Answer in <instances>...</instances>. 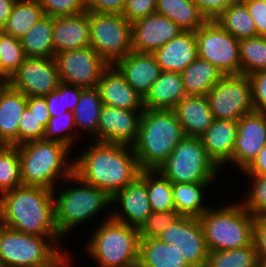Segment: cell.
I'll list each match as a JSON object with an SVG mask.
<instances>
[{
  "label": "cell",
  "instance_id": "6da1fadb",
  "mask_svg": "<svg viewBox=\"0 0 266 267\" xmlns=\"http://www.w3.org/2000/svg\"><path fill=\"white\" fill-rule=\"evenodd\" d=\"M73 161L77 177L111 197L134 182L142 171L133 147L119 143L95 141Z\"/></svg>",
  "mask_w": 266,
  "mask_h": 267
},
{
  "label": "cell",
  "instance_id": "7a4b0ae2",
  "mask_svg": "<svg viewBox=\"0 0 266 267\" xmlns=\"http://www.w3.org/2000/svg\"><path fill=\"white\" fill-rule=\"evenodd\" d=\"M0 224L29 235L51 237L61 247L63 237L58 232L54 195L49 189L21 185L4 192L0 195Z\"/></svg>",
  "mask_w": 266,
  "mask_h": 267
},
{
  "label": "cell",
  "instance_id": "3957f363",
  "mask_svg": "<svg viewBox=\"0 0 266 267\" xmlns=\"http://www.w3.org/2000/svg\"><path fill=\"white\" fill-rule=\"evenodd\" d=\"M184 137L174 110L144 109L132 145L140 169L157 170Z\"/></svg>",
  "mask_w": 266,
  "mask_h": 267
},
{
  "label": "cell",
  "instance_id": "277c9868",
  "mask_svg": "<svg viewBox=\"0 0 266 267\" xmlns=\"http://www.w3.org/2000/svg\"><path fill=\"white\" fill-rule=\"evenodd\" d=\"M17 147L23 185L53 191L59 185L58 178L67 182L73 174L74 161L68 159L72 150L61 142L40 139Z\"/></svg>",
  "mask_w": 266,
  "mask_h": 267
},
{
  "label": "cell",
  "instance_id": "5b68a950",
  "mask_svg": "<svg viewBox=\"0 0 266 267\" xmlns=\"http://www.w3.org/2000/svg\"><path fill=\"white\" fill-rule=\"evenodd\" d=\"M95 228L87 252L100 267H136L139 258V229L118 222L107 213ZM100 225V226H99Z\"/></svg>",
  "mask_w": 266,
  "mask_h": 267
},
{
  "label": "cell",
  "instance_id": "8992f818",
  "mask_svg": "<svg viewBox=\"0 0 266 267\" xmlns=\"http://www.w3.org/2000/svg\"><path fill=\"white\" fill-rule=\"evenodd\" d=\"M199 220L209 252L232 250L253 243L255 217L240 202L210 207Z\"/></svg>",
  "mask_w": 266,
  "mask_h": 267
},
{
  "label": "cell",
  "instance_id": "52a82bcc",
  "mask_svg": "<svg viewBox=\"0 0 266 267\" xmlns=\"http://www.w3.org/2000/svg\"><path fill=\"white\" fill-rule=\"evenodd\" d=\"M67 181L78 184L74 188L69 186L68 189L54 188L53 190L55 221L58 232L64 239L72 228L75 229L77 225L84 224L98 212L100 214L101 211L106 210V207L112 205L111 196L107 192L85 183L74 173L67 178Z\"/></svg>",
  "mask_w": 266,
  "mask_h": 267
},
{
  "label": "cell",
  "instance_id": "ba28073f",
  "mask_svg": "<svg viewBox=\"0 0 266 267\" xmlns=\"http://www.w3.org/2000/svg\"><path fill=\"white\" fill-rule=\"evenodd\" d=\"M157 170L172 183H214L220 171L208 157L200 137L187 136Z\"/></svg>",
  "mask_w": 266,
  "mask_h": 267
},
{
  "label": "cell",
  "instance_id": "9c48e42d",
  "mask_svg": "<svg viewBox=\"0 0 266 267\" xmlns=\"http://www.w3.org/2000/svg\"><path fill=\"white\" fill-rule=\"evenodd\" d=\"M63 250L51 237L29 235L0 224V267H38Z\"/></svg>",
  "mask_w": 266,
  "mask_h": 267
},
{
  "label": "cell",
  "instance_id": "30bf717a",
  "mask_svg": "<svg viewBox=\"0 0 266 267\" xmlns=\"http://www.w3.org/2000/svg\"><path fill=\"white\" fill-rule=\"evenodd\" d=\"M90 47L109 65L132 52L131 22L123 14L89 11Z\"/></svg>",
  "mask_w": 266,
  "mask_h": 267
},
{
  "label": "cell",
  "instance_id": "8fae6325",
  "mask_svg": "<svg viewBox=\"0 0 266 267\" xmlns=\"http://www.w3.org/2000/svg\"><path fill=\"white\" fill-rule=\"evenodd\" d=\"M198 57L210 62L223 75L241 74L239 40L215 20H208L195 31Z\"/></svg>",
  "mask_w": 266,
  "mask_h": 267
},
{
  "label": "cell",
  "instance_id": "7c38bea8",
  "mask_svg": "<svg viewBox=\"0 0 266 267\" xmlns=\"http://www.w3.org/2000/svg\"><path fill=\"white\" fill-rule=\"evenodd\" d=\"M206 97L214 119L238 121L254 111L251 81L244 74L224 75Z\"/></svg>",
  "mask_w": 266,
  "mask_h": 267
},
{
  "label": "cell",
  "instance_id": "4fadbf2b",
  "mask_svg": "<svg viewBox=\"0 0 266 267\" xmlns=\"http://www.w3.org/2000/svg\"><path fill=\"white\" fill-rule=\"evenodd\" d=\"M54 60L62 83L96 88L103 72L110 66L92 47L55 54Z\"/></svg>",
  "mask_w": 266,
  "mask_h": 267
},
{
  "label": "cell",
  "instance_id": "5bb4252c",
  "mask_svg": "<svg viewBox=\"0 0 266 267\" xmlns=\"http://www.w3.org/2000/svg\"><path fill=\"white\" fill-rule=\"evenodd\" d=\"M158 238L175 245L190 267H206L209 250L199 218L179 216Z\"/></svg>",
  "mask_w": 266,
  "mask_h": 267
},
{
  "label": "cell",
  "instance_id": "9a60e30c",
  "mask_svg": "<svg viewBox=\"0 0 266 267\" xmlns=\"http://www.w3.org/2000/svg\"><path fill=\"white\" fill-rule=\"evenodd\" d=\"M6 82L27 97L46 96L61 83L54 58L45 57H26Z\"/></svg>",
  "mask_w": 266,
  "mask_h": 267
},
{
  "label": "cell",
  "instance_id": "2e32d148",
  "mask_svg": "<svg viewBox=\"0 0 266 267\" xmlns=\"http://www.w3.org/2000/svg\"><path fill=\"white\" fill-rule=\"evenodd\" d=\"M111 203L122 207L121 212L111 211L112 219L139 229L153 212L148 197L147 170H142L134 182L118 190L111 197Z\"/></svg>",
  "mask_w": 266,
  "mask_h": 267
},
{
  "label": "cell",
  "instance_id": "e0dca14e",
  "mask_svg": "<svg viewBox=\"0 0 266 267\" xmlns=\"http://www.w3.org/2000/svg\"><path fill=\"white\" fill-rule=\"evenodd\" d=\"M266 144V114L253 111L237 121L234 167L244 171Z\"/></svg>",
  "mask_w": 266,
  "mask_h": 267
},
{
  "label": "cell",
  "instance_id": "ac0fdd59",
  "mask_svg": "<svg viewBox=\"0 0 266 267\" xmlns=\"http://www.w3.org/2000/svg\"><path fill=\"white\" fill-rule=\"evenodd\" d=\"M142 112L103 105L99 117L97 142L132 146L138 137Z\"/></svg>",
  "mask_w": 266,
  "mask_h": 267
},
{
  "label": "cell",
  "instance_id": "d6986e66",
  "mask_svg": "<svg viewBox=\"0 0 266 267\" xmlns=\"http://www.w3.org/2000/svg\"><path fill=\"white\" fill-rule=\"evenodd\" d=\"M183 30L168 17L154 13L131 22L132 51L154 53Z\"/></svg>",
  "mask_w": 266,
  "mask_h": 267
},
{
  "label": "cell",
  "instance_id": "ffe728a7",
  "mask_svg": "<svg viewBox=\"0 0 266 267\" xmlns=\"http://www.w3.org/2000/svg\"><path fill=\"white\" fill-rule=\"evenodd\" d=\"M113 66L143 98L162 72L153 53L132 51L118 59Z\"/></svg>",
  "mask_w": 266,
  "mask_h": 267
},
{
  "label": "cell",
  "instance_id": "44dd1931",
  "mask_svg": "<svg viewBox=\"0 0 266 267\" xmlns=\"http://www.w3.org/2000/svg\"><path fill=\"white\" fill-rule=\"evenodd\" d=\"M103 105L114 108L144 111L143 97L138 94L110 65L102 74L97 87Z\"/></svg>",
  "mask_w": 266,
  "mask_h": 267
},
{
  "label": "cell",
  "instance_id": "7402d4cb",
  "mask_svg": "<svg viewBox=\"0 0 266 267\" xmlns=\"http://www.w3.org/2000/svg\"><path fill=\"white\" fill-rule=\"evenodd\" d=\"M237 138V121L214 119L212 125L200 136L208 157L221 170L233 164Z\"/></svg>",
  "mask_w": 266,
  "mask_h": 267
},
{
  "label": "cell",
  "instance_id": "603a6c76",
  "mask_svg": "<svg viewBox=\"0 0 266 267\" xmlns=\"http://www.w3.org/2000/svg\"><path fill=\"white\" fill-rule=\"evenodd\" d=\"M54 56L59 52L90 46L89 11L53 18Z\"/></svg>",
  "mask_w": 266,
  "mask_h": 267
},
{
  "label": "cell",
  "instance_id": "cb8c5ba5",
  "mask_svg": "<svg viewBox=\"0 0 266 267\" xmlns=\"http://www.w3.org/2000/svg\"><path fill=\"white\" fill-rule=\"evenodd\" d=\"M27 106V96L0 82V145L18 146V124Z\"/></svg>",
  "mask_w": 266,
  "mask_h": 267
},
{
  "label": "cell",
  "instance_id": "d4e9b609",
  "mask_svg": "<svg viewBox=\"0 0 266 267\" xmlns=\"http://www.w3.org/2000/svg\"><path fill=\"white\" fill-rule=\"evenodd\" d=\"M153 55L162 71L181 73L198 57L195 32L182 31Z\"/></svg>",
  "mask_w": 266,
  "mask_h": 267
},
{
  "label": "cell",
  "instance_id": "484cf974",
  "mask_svg": "<svg viewBox=\"0 0 266 267\" xmlns=\"http://www.w3.org/2000/svg\"><path fill=\"white\" fill-rule=\"evenodd\" d=\"M173 110L187 137H200L214 121L206 96L186 95Z\"/></svg>",
  "mask_w": 266,
  "mask_h": 267
},
{
  "label": "cell",
  "instance_id": "4316f807",
  "mask_svg": "<svg viewBox=\"0 0 266 267\" xmlns=\"http://www.w3.org/2000/svg\"><path fill=\"white\" fill-rule=\"evenodd\" d=\"M185 96L181 73L162 71L143 98V106L145 110H173Z\"/></svg>",
  "mask_w": 266,
  "mask_h": 267
},
{
  "label": "cell",
  "instance_id": "83f0119b",
  "mask_svg": "<svg viewBox=\"0 0 266 267\" xmlns=\"http://www.w3.org/2000/svg\"><path fill=\"white\" fill-rule=\"evenodd\" d=\"M138 267H190L175 245L159 238L140 239Z\"/></svg>",
  "mask_w": 266,
  "mask_h": 267
},
{
  "label": "cell",
  "instance_id": "f1b7e54d",
  "mask_svg": "<svg viewBox=\"0 0 266 267\" xmlns=\"http://www.w3.org/2000/svg\"><path fill=\"white\" fill-rule=\"evenodd\" d=\"M186 95L206 96L224 76L210 62L197 57L182 72Z\"/></svg>",
  "mask_w": 266,
  "mask_h": 267
},
{
  "label": "cell",
  "instance_id": "f546056e",
  "mask_svg": "<svg viewBox=\"0 0 266 267\" xmlns=\"http://www.w3.org/2000/svg\"><path fill=\"white\" fill-rule=\"evenodd\" d=\"M156 13L168 17L183 31H196L208 20L193 0H156Z\"/></svg>",
  "mask_w": 266,
  "mask_h": 267
},
{
  "label": "cell",
  "instance_id": "4dcf8cb0",
  "mask_svg": "<svg viewBox=\"0 0 266 267\" xmlns=\"http://www.w3.org/2000/svg\"><path fill=\"white\" fill-rule=\"evenodd\" d=\"M19 40L26 57L54 58L53 18L43 16Z\"/></svg>",
  "mask_w": 266,
  "mask_h": 267
},
{
  "label": "cell",
  "instance_id": "1f68e13d",
  "mask_svg": "<svg viewBox=\"0 0 266 267\" xmlns=\"http://www.w3.org/2000/svg\"><path fill=\"white\" fill-rule=\"evenodd\" d=\"M212 183H172L175 211L180 216L201 217L210 207L203 205L205 188ZM210 186V187H209Z\"/></svg>",
  "mask_w": 266,
  "mask_h": 267
},
{
  "label": "cell",
  "instance_id": "d6a6232c",
  "mask_svg": "<svg viewBox=\"0 0 266 267\" xmlns=\"http://www.w3.org/2000/svg\"><path fill=\"white\" fill-rule=\"evenodd\" d=\"M214 20L238 40L258 36L254 20L242 0L230 5Z\"/></svg>",
  "mask_w": 266,
  "mask_h": 267
},
{
  "label": "cell",
  "instance_id": "836d02e7",
  "mask_svg": "<svg viewBox=\"0 0 266 267\" xmlns=\"http://www.w3.org/2000/svg\"><path fill=\"white\" fill-rule=\"evenodd\" d=\"M102 100L97 88H84L82 90L79 102L77 103L74 114V123L76 129L81 128L85 133L90 132L97 141V131Z\"/></svg>",
  "mask_w": 266,
  "mask_h": 267
},
{
  "label": "cell",
  "instance_id": "e575fe53",
  "mask_svg": "<svg viewBox=\"0 0 266 267\" xmlns=\"http://www.w3.org/2000/svg\"><path fill=\"white\" fill-rule=\"evenodd\" d=\"M43 16L39 0H17L2 31L19 39Z\"/></svg>",
  "mask_w": 266,
  "mask_h": 267
},
{
  "label": "cell",
  "instance_id": "d590c367",
  "mask_svg": "<svg viewBox=\"0 0 266 267\" xmlns=\"http://www.w3.org/2000/svg\"><path fill=\"white\" fill-rule=\"evenodd\" d=\"M241 74L250 76L266 70V36L239 40Z\"/></svg>",
  "mask_w": 266,
  "mask_h": 267
},
{
  "label": "cell",
  "instance_id": "8d00e7d4",
  "mask_svg": "<svg viewBox=\"0 0 266 267\" xmlns=\"http://www.w3.org/2000/svg\"><path fill=\"white\" fill-rule=\"evenodd\" d=\"M254 244L224 251H210L206 267H259Z\"/></svg>",
  "mask_w": 266,
  "mask_h": 267
},
{
  "label": "cell",
  "instance_id": "74e56055",
  "mask_svg": "<svg viewBox=\"0 0 266 267\" xmlns=\"http://www.w3.org/2000/svg\"><path fill=\"white\" fill-rule=\"evenodd\" d=\"M147 189L153 212L175 210L172 182L158 170H147Z\"/></svg>",
  "mask_w": 266,
  "mask_h": 267
},
{
  "label": "cell",
  "instance_id": "f35d334b",
  "mask_svg": "<svg viewBox=\"0 0 266 267\" xmlns=\"http://www.w3.org/2000/svg\"><path fill=\"white\" fill-rule=\"evenodd\" d=\"M21 185L18 147L0 145V195Z\"/></svg>",
  "mask_w": 266,
  "mask_h": 267
},
{
  "label": "cell",
  "instance_id": "ab89813d",
  "mask_svg": "<svg viewBox=\"0 0 266 267\" xmlns=\"http://www.w3.org/2000/svg\"><path fill=\"white\" fill-rule=\"evenodd\" d=\"M25 58L20 40L3 33L0 29V82H6Z\"/></svg>",
  "mask_w": 266,
  "mask_h": 267
},
{
  "label": "cell",
  "instance_id": "60d3db41",
  "mask_svg": "<svg viewBox=\"0 0 266 267\" xmlns=\"http://www.w3.org/2000/svg\"><path fill=\"white\" fill-rule=\"evenodd\" d=\"M75 130L74 114L67 111L59 116L50 117L48 125L45 127L43 139L61 142L72 149L73 144L76 143L74 140L77 141L78 130L76 132Z\"/></svg>",
  "mask_w": 266,
  "mask_h": 267
},
{
  "label": "cell",
  "instance_id": "b9f144b4",
  "mask_svg": "<svg viewBox=\"0 0 266 267\" xmlns=\"http://www.w3.org/2000/svg\"><path fill=\"white\" fill-rule=\"evenodd\" d=\"M251 180L248 195L240 204L254 217L266 215V175H246Z\"/></svg>",
  "mask_w": 266,
  "mask_h": 267
},
{
  "label": "cell",
  "instance_id": "7bdbcfd3",
  "mask_svg": "<svg viewBox=\"0 0 266 267\" xmlns=\"http://www.w3.org/2000/svg\"><path fill=\"white\" fill-rule=\"evenodd\" d=\"M179 216L175 210L152 212L139 228L140 239L158 238Z\"/></svg>",
  "mask_w": 266,
  "mask_h": 267
},
{
  "label": "cell",
  "instance_id": "ee69618b",
  "mask_svg": "<svg viewBox=\"0 0 266 267\" xmlns=\"http://www.w3.org/2000/svg\"><path fill=\"white\" fill-rule=\"evenodd\" d=\"M45 16L63 17L87 11L86 0H39Z\"/></svg>",
  "mask_w": 266,
  "mask_h": 267
},
{
  "label": "cell",
  "instance_id": "f6af8a7d",
  "mask_svg": "<svg viewBox=\"0 0 266 267\" xmlns=\"http://www.w3.org/2000/svg\"><path fill=\"white\" fill-rule=\"evenodd\" d=\"M45 127L26 106L18 124V146L26 142L43 139Z\"/></svg>",
  "mask_w": 266,
  "mask_h": 267
},
{
  "label": "cell",
  "instance_id": "bcb514c9",
  "mask_svg": "<svg viewBox=\"0 0 266 267\" xmlns=\"http://www.w3.org/2000/svg\"><path fill=\"white\" fill-rule=\"evenodd\" d=\"M252 85L254 111L266 114V70L249 76Z\"/></svg>",
  "mask_w": 266,
  "mask_h": 267
},
{
  "label": "cell",
  "instance_id": "7dc6e473",
  "mask_svg": "<svg viewBox=\"0 0 266 267\" xmlns=\"http://www.w3.org/2000/svg\"><path fill=\"white\" fill-rule=\"evenodd\" d=\"M156 13V0H126L122 14L129 22Z\"/></svg>",
  "mask_w": 266,
  "mask_h": 267
},
{
  "label": "cell",
  "instance_id": "c3c4849f",
  "mask_svg": "<svg viewBox=\"0 0 266 267\" xmlns=\"http://www.w3.org/2000/svg\"><path fill=\"white\" fill-rule=\"evenodd\" d=\"M253 244L258 253L260 264L266 266V218L255 217L253 226Z\"/></svg>",
  "mask_w": 266,
  "mask_h": 267
},
{
  "label": "cell",
  "instance_id": "681fc988",
  "mask_svg": "<svg viewBox=\"0 0 266 267\" xmlns=\"http://www.w3.org/2000/svg\"><path fill=\"white\" fill-rule=\"evenodd\" d=\"M252 16L258 36H266V2L262 0H242Z\"/></svg>",
  "mask_w": 266,
  "mask_h": 267
},
{
  "label": "cell",
  "instance_id": "f907efd6",
  "mask_svg": "<svg viewBox=\"0 0 266 267\" xmlns=\"http://www.w3.org/2000/svg\"><path fill=\"white\" fill-rule=\"evenodd\" d=\"M207 20H214L238 0H193Z\"/></svg>",
  "mask_w": 266,
  "mask_h": 267
},
{
  "label": "cell",
  "instance_id": "816d5d0a",
  "mask_svg": "<svg viewBox=\"0 0 266 267\" xmlns=\"http://www.w3.org/2000/svg\"><path fill=\"white\" fill-rule=\"evenodd\" d=\"M126 0H86L90 12L122 14Z\"/></svg>",
  "mask_w": 266,
  "mask_h": 267
},
{
  "label": "cell",
  "instance_id": "f5cc1de1",
  "mask_svg": "<svg viewBox=\"0 0 266 267\" xmlns=\"http://www.w3.org/2000/svg\"><path fill=\"white\" fill-rule=\"evenodd\" d=\"M27 107L30 109L40 123L46 127L48 125L50 115L47 107L45 96L27 97Z\"/></svg>",
  "mask_w": 266,
  "mask_h": 267
},
{
  "label": "cell",
  "instance_id": "db71d44e",
  "mask_svg": "<svg viewBox=\"0 0 266 267\" xmlns=\"http://www.w3.org/2000/svg\"><path fill=\"white\" fill-rule=\"evenodd\" d=\"M47 101V107L49 111L50 117L59 116L67 112L64 109V102H63V83L59 84V87L45 96Z\"/></svg>",
  "mask_w": 266,
  "mask_h": 267
},
{
  "label": "cell",
  "instance_id": "11a10c76",
  "mask_svg": "<svg viewBox=\"0 0 266 267\" xmlns=\"http://www.w3.org/2000/svg\"><path fill=\"white\" fill-rule=\"evenodd\" d=\"M83 89L84 87L82 86L63 83V102L64 109L66 111L73 112L77 103L79 102V98Z\"/></svg>",
  "mask_w": 266,
  "mask_h": 267
},
{
  "label": "cell",
  "instance_id": "9f6ffc18",
  "mask_svg": "<svg viewBox=\"0 0 266 267\" xmlns=\"http://www.w3.org/2000/svg\"><path fill=\"white\" fill-rule=\"evenodd\" d=\"M242 172L246 175H266V144L253 162Z\"/></svg>",
  "mask_w": 266,
  "mask_h": 267
},
{
  "label": "cell",
  "instance_id": "6f0895ef",
  "mask_svg": "<svg viewBox=\"0 0 266 267\" xmlns=\"http://www.w3.org/2000/svg\"><path fill=\"white\" fill-rule=\"evenodd\" d=\"M17 0H0V29L2 30Z\"/></svg>",
  "mask_w": 266,
  "mask_h": 267
},
{
  "label": "cell",
  "instance_id": "680465c9",
  "mask_svg": "<svg viewBox=\"0 0 266 267\" xmlns=\"http://www.w3.org/2000/svg\"><path fill=\"white\" fill-rule=\"evenodd\" d=\"M64 251L66 250H63L51 263L38 267H69L71 265V258L70 255L64 253Z\"/></svg>",
  "mask_w": 266,
  "mask_h": 267
}]
</instances>
